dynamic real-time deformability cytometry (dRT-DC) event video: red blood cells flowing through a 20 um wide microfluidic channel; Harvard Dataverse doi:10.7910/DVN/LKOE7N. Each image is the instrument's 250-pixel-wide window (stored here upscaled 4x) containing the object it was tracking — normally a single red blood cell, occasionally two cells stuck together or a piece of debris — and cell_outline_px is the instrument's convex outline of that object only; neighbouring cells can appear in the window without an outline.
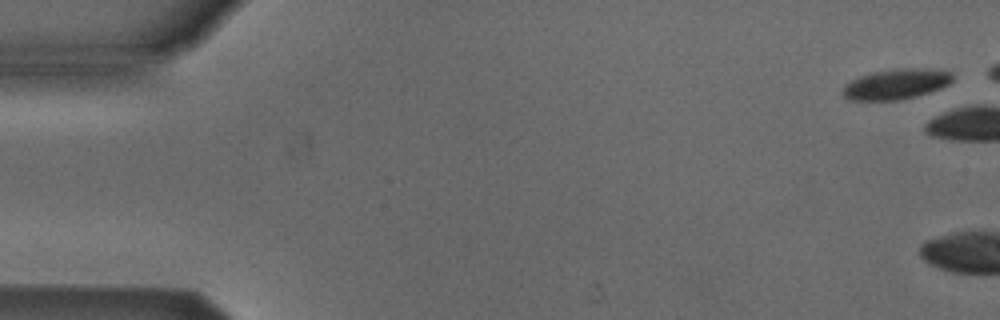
{"species": "Egyptian fruit bat (a non-hibernating species)", "species_latin": "Rousettus aegyptiacus", "temperature_condition": "cold", "stored_images_in_passage": 5, "camera_frame_rate_fps": 3000, "um_per_image_px": 0.085, "animal": {"sex": "male"}, "frame": {"image": 1, "passage_image": 2, "time_ms": 0.333, "image_size_px": [1000, 320], "cell_outline_px": [[952, 80], [948, 84], [940, 88], [916, 96], [900, 100], [848, 100], [840, 92], [844, 84], [860, 76], [872, 72], [896, 68], [916, 68], [952, 72]], "centroid_in_image_um": [76.1, 7.15], "position_along_channel_um": 8.9, "area_um2": 19.36}}